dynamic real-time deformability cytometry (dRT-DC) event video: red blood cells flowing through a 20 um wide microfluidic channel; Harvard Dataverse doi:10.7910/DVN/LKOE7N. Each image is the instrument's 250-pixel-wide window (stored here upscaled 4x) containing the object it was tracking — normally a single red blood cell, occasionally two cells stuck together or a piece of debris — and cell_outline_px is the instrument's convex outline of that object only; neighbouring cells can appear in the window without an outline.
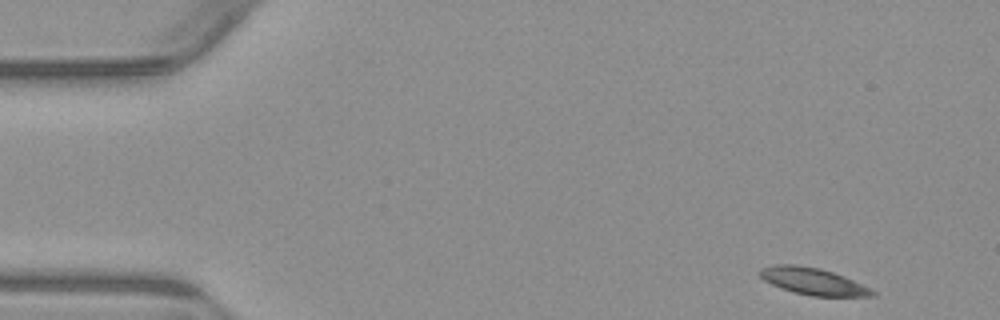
{"species": "common noctule bat (a hibernating species)", "species_latin": "Nyctalus noctula", "temperature_condition": "warm", "stored_images_in_passage": 50, "camera_frame_rate_fps": 3000, "um_per_image_px": 0.085, "animal": {"sex": "male", "body_mass_g": 23.1, "forearm_length_mm": 52.7}, "frame": {"image": 1, "passage_image": 1, "time_ms": 0.0, "image_size_px": [1000, 320], "cell_outline_px": [[876, 296], [812, 296], [792, 292], [780, 288], [764, 280], [756, 272], [760, 268], [776, 264], [796, 264], [820, 268], [844, 276], [872, 288], [876, 292]], "centroid_in_image_um": [69.09, 23.91], "position_along_channel_um": 15.9, "area_um2": 17.86}}
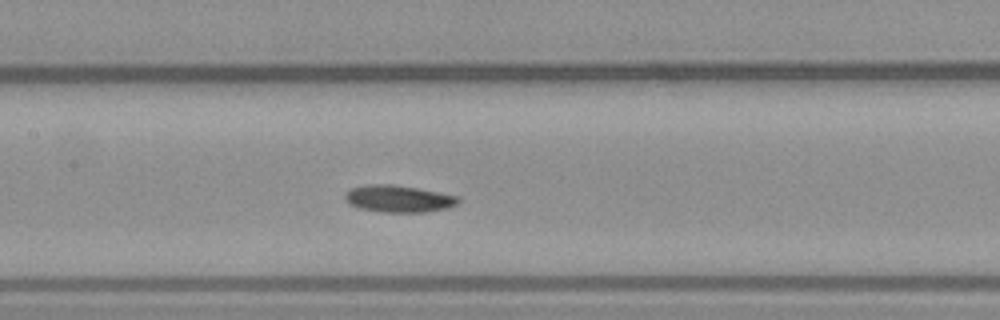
{"frame": {"image": 2, "passage_image": 22, "time_ms": 7.0, "image_size_px": [1000, 320], "cell_outline_px": [[460, 200], [456, 204], [448, 208], [424, 212], [380, 212], [360, 208], [348, 204], [344, 200], [344, 196], [348, 188], [364, 184], [392, 184], [440, 192], [460, 196]], "centroid_in_image_um": [33.83, 16.88], "position_along_channel_um": 173.6, "area_um2": 18.09}}
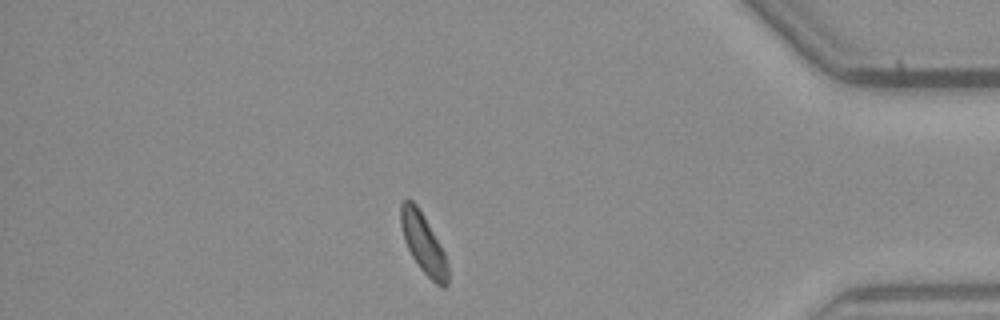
{"frame": {"image": 3, "passage_image": 43, "time_ms": 14.0, "image_size_px": [1000, 320], "cell_outline_px": [[448, 284], [444, 288], [440, 288], [420, 268], [412, 256], [404, 240], [400, 224], [400, 204], [404, 200], [412, 200], [416, 204], [424, 216], [440, 244], [444, 252], [448, 264]], "centroid_in_image_um": [35.99, 20.71], "position_along_channel_um": 399.2, "area_um2": 16.36}, "authors_computed_cell_mechanics": {"area_um2": 17.3111, "velocity_mm_per_s": 3.8091, "shape_relaxation_time_tau1_ms": 6.1368, "shape_relaxation_time_tau2_ms": null, "deformation_change_tau1": 0.1204, "deformation_change_tau2": null}}